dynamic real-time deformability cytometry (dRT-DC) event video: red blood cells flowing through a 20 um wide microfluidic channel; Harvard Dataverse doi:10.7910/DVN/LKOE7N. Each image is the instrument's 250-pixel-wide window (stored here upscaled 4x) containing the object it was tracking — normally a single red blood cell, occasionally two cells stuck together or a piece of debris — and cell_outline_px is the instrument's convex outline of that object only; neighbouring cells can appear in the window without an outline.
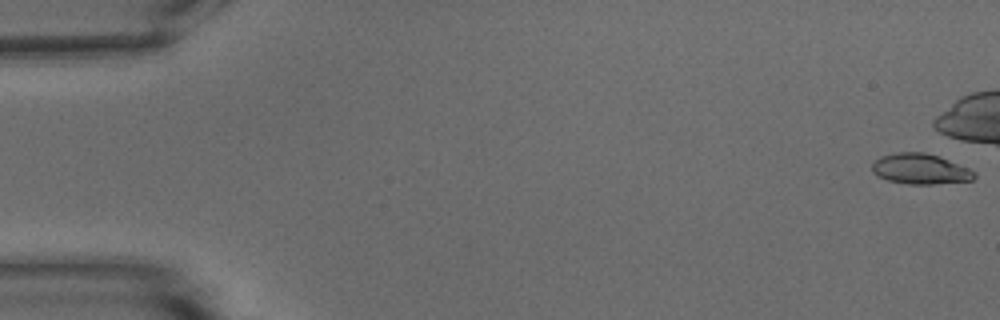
{"species": "common noctule bat (a hibernating species)", "species_latin": "Nyctalus noctula", "temperature_condition": "warm", "stored_images_in_passage": 43, "camera_frame_rate_fps": 3000, "um_per_image_px": 0.085, "animal": {"sex": "male", "body_mass_g": 15.6}, "frame": {"image": 1, "passage_image": 1, "time_ms": 0.0, "image_size_px": [1000, 320], "cell_outline_px": [[976, 176], [972, 180], [932, 184], [908, 184], [888, 180], [872, 172], [872, 164], [880, 156], [896, 152], [924, 152], [940, 156], [968, 168], [976, 172]], "centroid_in_image_um": [78.23, 14.35], "position_along_channel_um": 6.8, "area_um2": 18.09}}
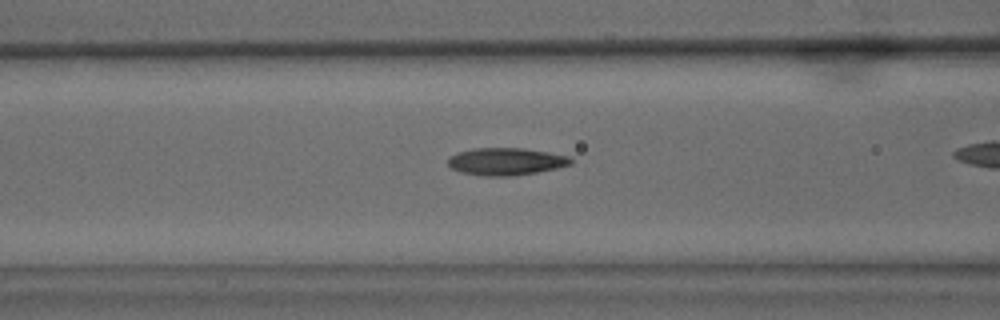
{"frame": {"image": 2, "passage_image": 22, "time_ms": 7.0, "image_size_px": [1000, 320], "cell_outline_px": [[572, 164], [556, 168], [536, 172], [512, 176], [484, 176], [460, 172], [452, 168], [448, 164], [448, 156], [456, 152], [472, 148], [520, 148], [548, 152], [568, 156], [572, 160]], "centroid_in_image_um": [42.96, 13.72], "position_along_channel_um": 123.6, "area_um2": 19.59}}
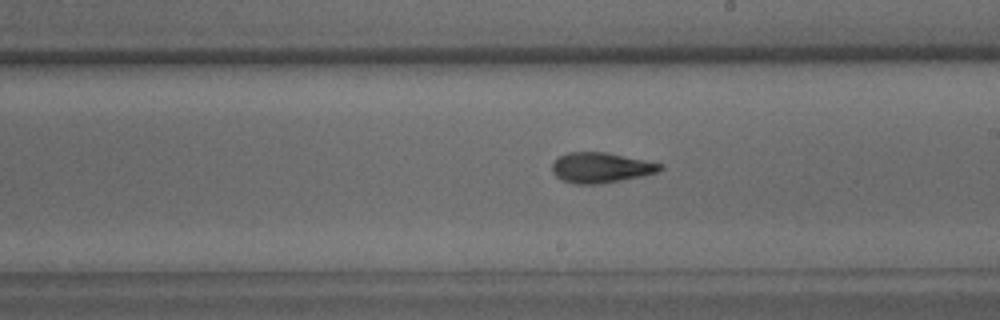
{"frame": {"image": 3, "passage_image": 31, "time_ms": 10.0, "image_size_px": [1000, 320], "cell_outline_px": [[664, 168], [656, 172], [640, 176], [620, 180], [596, 184], [576, 184], [560, 180], [552, 172], [552, 160], [568, 152], [608, 152], [664, 164]], "centroid_in_image_um": [51.04, 14.24], "position_along_channel_um": 238.0, "area_um2": 19.13}}